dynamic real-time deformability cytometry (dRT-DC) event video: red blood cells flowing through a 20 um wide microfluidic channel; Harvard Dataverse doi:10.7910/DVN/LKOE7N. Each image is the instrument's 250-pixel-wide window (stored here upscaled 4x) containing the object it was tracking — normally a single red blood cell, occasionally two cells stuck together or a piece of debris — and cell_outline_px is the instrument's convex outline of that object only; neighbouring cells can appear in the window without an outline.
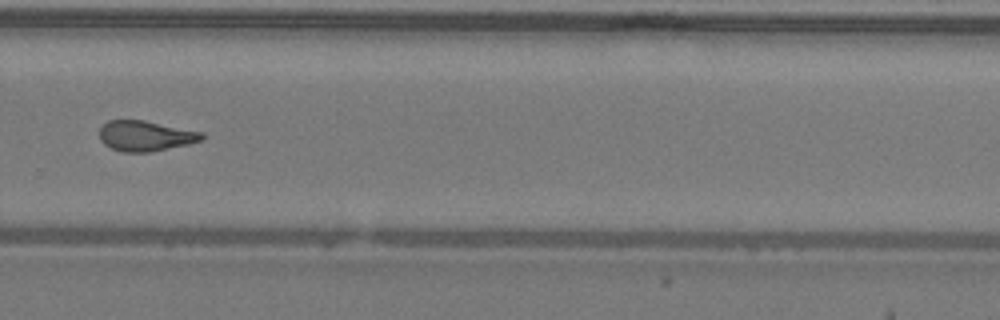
{"species": "common noctule bat (a hibernating species)", "species_latin": "Nyctalus noctula", "temperature_condition": "warm", "stored_images_in_passage": 33, "camera_frame_rate_fps": 3000, "um_per_image_px": 0.085, "animal": {"sex": "male", "body_mass_g": 19.2, "forearm_length_mm": 51.8}, "frame": {"image": 1, "passage_image": 21, "time_ms": 6.667, "image_size_px": [1000, 320], "cell_outline_px": [[204, 140], [188, 144], [148, 152], [124, 152], [112, 148], [104, 144], [100, 140], [100, 128], [108, 120], [144, 120], [204, 132]], "centroid_in_image_um": [12.39, 11.54], "position_along_channel_um": 317.4, "area_um2": 18.09}, "authors_computed_cell_mechanics": {"area_um2": 17.9758, "velocity_mm_per_s": 4.2982, "shape_relaxation_time_tau1_ms": null, "shape_relaxation_time_tau2_ms": 3.2613, "deformation_change_tau1": null, "deformation_change_tau2": 0.136}}